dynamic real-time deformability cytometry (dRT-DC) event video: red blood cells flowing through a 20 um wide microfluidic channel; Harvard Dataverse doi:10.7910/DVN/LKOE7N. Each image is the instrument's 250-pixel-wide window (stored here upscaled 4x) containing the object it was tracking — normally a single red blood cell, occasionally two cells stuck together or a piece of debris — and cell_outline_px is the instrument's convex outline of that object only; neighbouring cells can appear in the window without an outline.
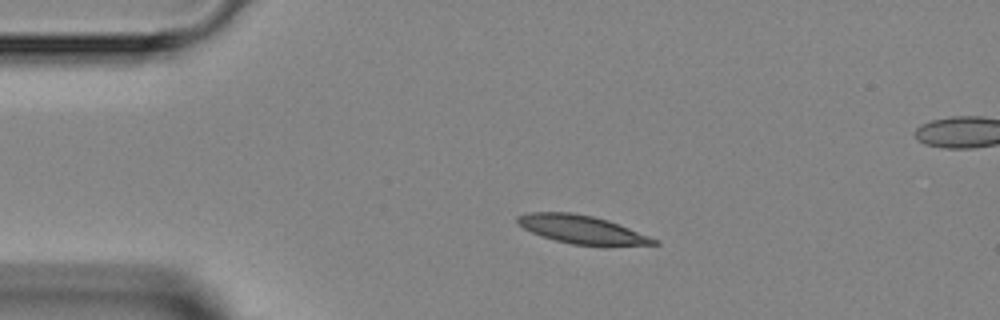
{"species": "Egyptian fruit bat (a non-hibernating species)", "species_latin": "Rousettus aegyptiacus", "temperature_condition": "room temperature", "stored_images_in_passage": 3, "camera_frame_rate_fps": 3000, "um_per_image_px": 0.085, "animal": {"sex": "female"}, "frame": {"image": 1, "passage_image": 1, "time_ms": 0.0, "image_size_px": [1000, 320], "cell_outline_px": [[660, 244], [604, 248], [572, 244], [540, 236], [516, 224], [516, 216], [532, 212], [572, 212], [592, 216], [608, 220], [660, 240]], "centroid_in_image_um": [49.54, 19.55], "position_along_channel_um": 35.5, "area_um2": 23.24}}